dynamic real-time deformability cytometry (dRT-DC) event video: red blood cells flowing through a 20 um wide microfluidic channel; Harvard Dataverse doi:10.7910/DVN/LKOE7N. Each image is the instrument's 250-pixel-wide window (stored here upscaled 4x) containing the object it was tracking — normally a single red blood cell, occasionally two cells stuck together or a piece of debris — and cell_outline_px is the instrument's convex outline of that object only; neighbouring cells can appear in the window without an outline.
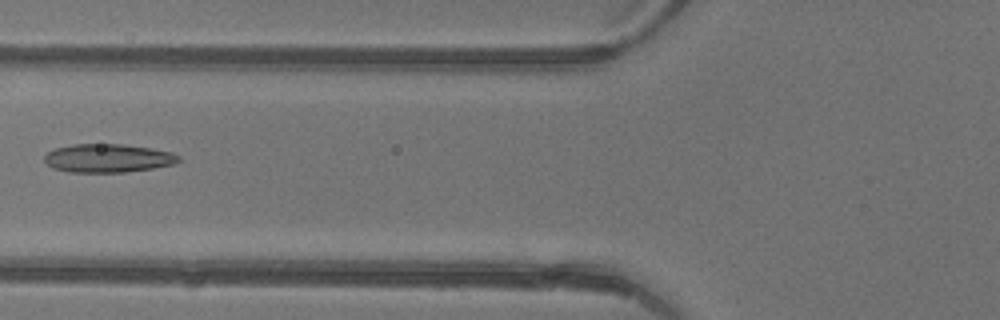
{"species": "common noctule bat (a hibernating species)", "species_latin": "Nyctalus noctula", "temperature_condition": "warm", "stored_images_in_passage": 6, "camera_frame_rate_fps": 3000, "um_per_image_px": 0.085, "animal": {"sex": "female"}, "frame": {"image": 1, "passage_image": 6, "time_ms": 1.667, "image_size_px": [1000, 320], "cell_outline_px": [[180, 160], [172, 164], [152, 168], [124, 172], [68, 172], [52, 168], [44, 160], [44, 156], [48, 152], [56, 148], [72, 144], [120, 144], [152, 148], [172, 152], [180, 156]], "centroid_in_image_um": [9.16, 13.44], "position_along_channel_um": 116.6, "area_um2": 22.2}}